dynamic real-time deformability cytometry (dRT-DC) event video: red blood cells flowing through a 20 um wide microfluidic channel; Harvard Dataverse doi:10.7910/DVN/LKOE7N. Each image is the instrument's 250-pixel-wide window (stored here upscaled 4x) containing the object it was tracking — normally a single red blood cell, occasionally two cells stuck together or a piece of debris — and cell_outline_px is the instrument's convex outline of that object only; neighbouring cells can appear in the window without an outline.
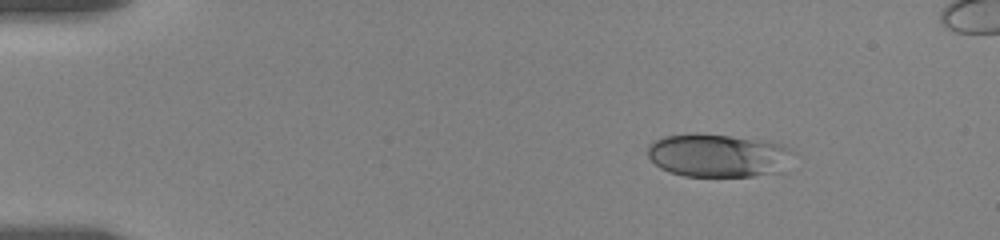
{"species": "human", "species_latin": "Homo sapiens", "temperature_condition": "room temperature", "stored_images_in_passage": 14, "camera_frame_rate_fps": 3000, "um_per_image_px": 0.085, "donor": {"sex": "female"}, "frame": {"image": 1, "passage_image": 1, "time_ms": 0.0, "image_size_px": [1000, 240], "cell_outline_px": [[800, 152], [784, 172], [752, 176], [684, 176], [668, 172], [660, 168], [648, 156], [648, 144], [652, 140], [664, 136], [688, 132], [696, 132], [768, 140], [784, 144]], "centroid_in_image_um": [61.16, 13.19], "position_along_channel_um": 23.8, "area_um2": 38.21}}
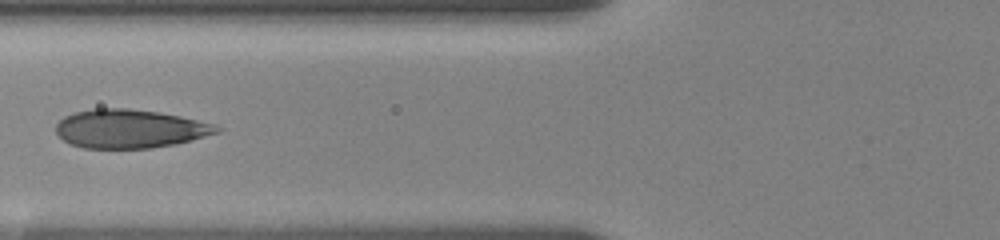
{"frame": {"image": 2, "passage_image": 8, "time_ms": 5.0, "image_size_px": [1000, 240], "cell_outline_px": [[224, 128], [220, 132], [176, 144], [152, 148], [84, 148], [68, 144], [56, 132], [56, 124], [64, 116], [76, 112], [96, 108], [128, 108], [156, 112], [180, 116], [216, 124]], "centroid_in_image_um": [11.05, 10.95], "position_along_channel_um": 114.7, "area_um2": 36.3}}
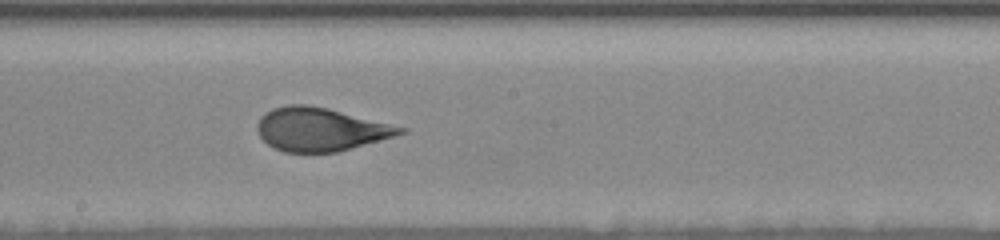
{"frame": {"image": 3, "passage_image": 14, "time_ms": 8.0, "image_size_px": [1000, 240], "cell_outline_px": [[408, 132], [340, 152], [284, 152], [268, 144], [260, 136], [256, 128], [256, 124], [260, 116], [272, 108], [288, 104], [308, 104], [328, 108], [408, 128]], "centroid_in_image_um": [27.24, 10.99], "position_along_channel_um": 221.0, "area_um2": 36.3}}